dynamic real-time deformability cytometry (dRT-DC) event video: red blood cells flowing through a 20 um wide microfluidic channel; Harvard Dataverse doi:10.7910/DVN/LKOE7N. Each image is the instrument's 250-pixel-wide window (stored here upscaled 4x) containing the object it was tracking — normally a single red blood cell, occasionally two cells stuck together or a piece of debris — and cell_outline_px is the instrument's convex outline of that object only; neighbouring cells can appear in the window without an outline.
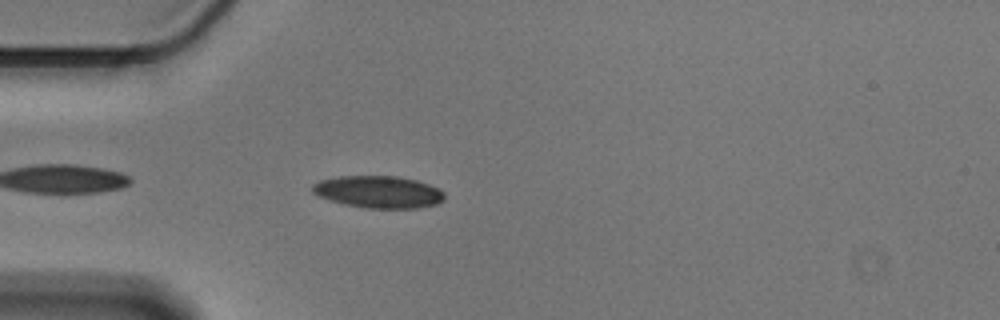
{"species": "Egyptian fruit bat (a non-hibernating species)", "species_latin": "Rousettus aegyptiacus", "temperature_condition": "cold", "stored_images_in_passage": 44, "camera_frame_rate_fps": 3000, "um_per_image_px": 0.085, "animal": {"sex": "male"}, "frame": {"image": 1, "passage_image": 4, "time_ms": 1.0, "image_size_px": [1000, 320], "cell_outline_px": [[444, 200], [436, 204], [416, 208], [364, 208], [344, 204], [320, 196], [312, 192], [312, 184], [320, 180], [340, 176], [396, 176], [416, 180], [440, 188], [444, 192]], "centroid_in_image_um": [32.19, 16.31], "position_along_channel_um": 52.8, "area_um2": 24.68}}
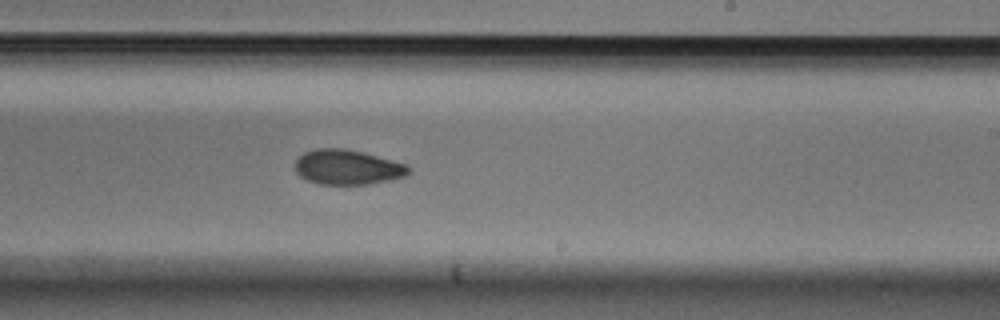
{"frame": {"image": 2, "passage_image": 22, "time_ms": 7.0, "image_size_px": [1000, 320], "cell_outline_px": [[408, 172], [404, 176], [388, 180], [368, 184], [320, 184], [308, 180], [300, 176], [296, 172], [296, 160], [304, 152], [316, 148], [344, 148], [364, 152], [408, 164]], "centroid_in_image_um": [29.52, 14.19], "position_along_channel_um": 259.5, "area_um2": 22.95}}
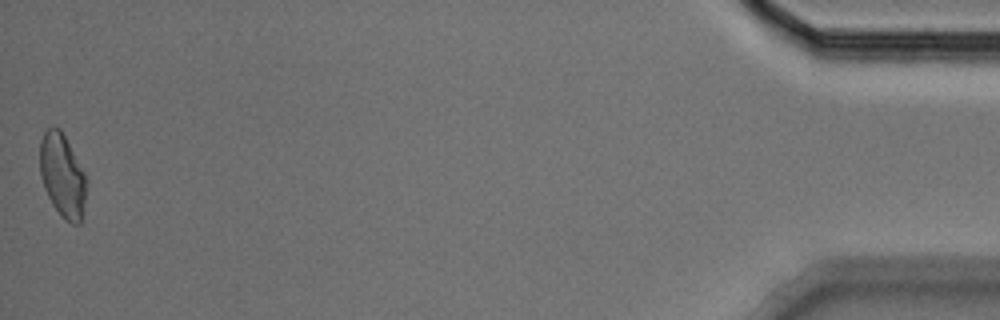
{"frame": {"image": 3, "passage_image": 44, "time_ms": 14.333, "image_size_px": [1000, 320], "cell_outline_px": [[88, 184], [80, 224], [72, 224], [64, 220], [60, 216], [52, 204], [44, 188], [40, 176], [40, 140], [44, 132], [48, 128], [60, 128], [84, 172], [88, 180]], "centroid_in_image_um": [5.31, 14.96], "position_along_channel_um": 429.9, "area_um2": 22.72}, "authors_computed_cell_mechanics": {"area_um2": 23.409, "velocity_mm_per_s": 3.5827, "shape_relaxation_time_tau1_ms": 4.4345, "shape_relaxation_time_tau2_ms": 5.5858, "deformation_change_tau1": 0.1349, "deformation_change_tau2": 0.0989}}